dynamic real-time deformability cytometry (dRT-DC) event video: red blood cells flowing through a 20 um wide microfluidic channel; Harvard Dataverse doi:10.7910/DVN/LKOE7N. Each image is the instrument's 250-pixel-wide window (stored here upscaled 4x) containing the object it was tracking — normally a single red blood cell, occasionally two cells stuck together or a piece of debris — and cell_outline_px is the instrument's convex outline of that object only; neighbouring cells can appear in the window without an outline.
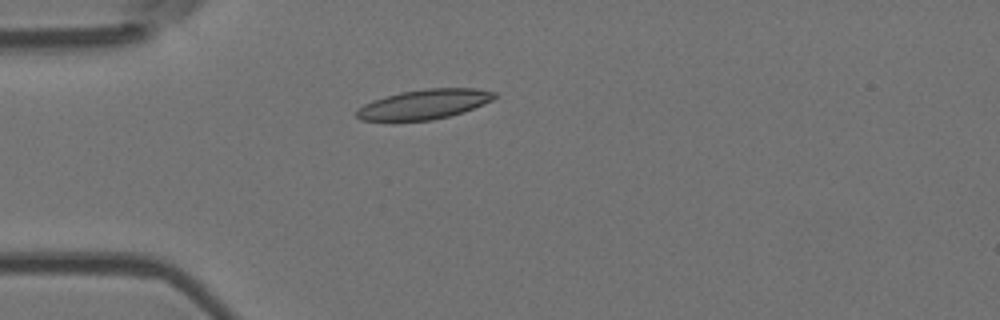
{"species": "Egyptian fruit bat (a non-hibernating species)", "species_latin": "Rousettus aegyptiacus", "temperature_condition": "room temperature", "stored_images_in_passage": 1, "camera_frame_rate_fps": 3000, "um_per_image_px": 0.085, "animal": {"sex": "female"}, "frame": {"image": 1, "passage_image": 1, "time_ms": 0.0, "image_size_px": [1000, 320], "cell_outline_px": [[496, 96], [492, 100], [464, 112], [432, 120], [360, 120], [356, 116], [356, 112], [364, 104], [372, 100], [400, 92], [424, 88], [476, 88], [496, 92]], "centroid_in_image_um": [36.08, 8.85], "position_along_channel_um": 48.9, "area_um2": 23.7}}